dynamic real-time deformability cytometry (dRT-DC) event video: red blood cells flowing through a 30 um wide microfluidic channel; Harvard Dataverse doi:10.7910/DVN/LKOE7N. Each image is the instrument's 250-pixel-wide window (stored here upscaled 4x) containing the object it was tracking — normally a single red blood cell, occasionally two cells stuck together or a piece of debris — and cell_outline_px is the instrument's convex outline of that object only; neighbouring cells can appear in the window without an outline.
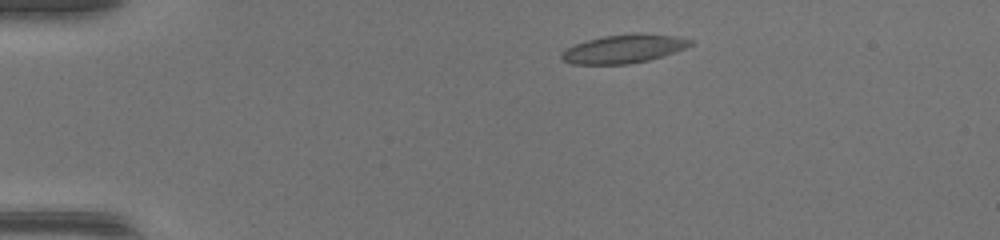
{"species": "common noctule bat (a hibernating species)", "species_latin": "Nyctalus noctula", "temperature_condition": "warm", "stored_images_in_passage": 39, "camera_frame_rate_fps": 3000, "um_per_image_px": 0.085, "animal": {"sex": "female", "body_mass_g": 17.0, "forearm_length_mm": 48.0}, "frame": {"image": 1, "passage_image": 1, "time_ms": 0.0, "image_size_px": [1000, 240], "cell_outline_px": [[692, 44], [684, 48], [648, 60], [628, 64], [572, 64], [560, 60], [560, 52], [576, 44], [588, 40], [604, 36], [632, 32], [640, 32], [676, 36], [692, 40]], "centroid_in_image_um": [52.98, 4.14], "position_along_channel_um": 32.0, "area_um2": 21.39}}
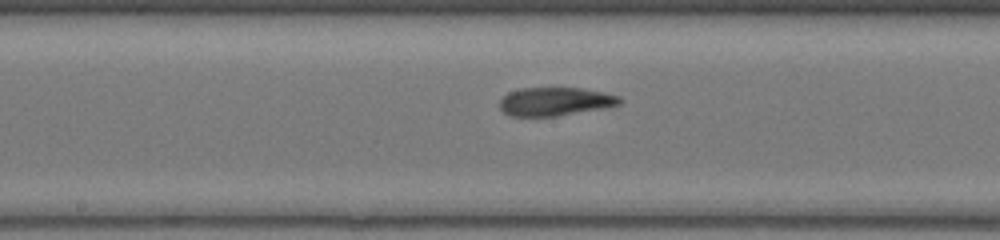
{"frame": {"image": 2, "passage_image": 17, "time_ms": 5.333, "image_size_px": [1000, 240], "cell_outline_px": [[620, 104], [600, 108], [556, 116], [512, 116], [504, 112], [500, 108], [500, 100], [508, 92], [520, 88], [580, 88], [604, 92], [620, 96]], "centroid_in_image_um": [47.15, 8.62], "position_along_channel_um": 201.1, "area_um2": 19.59}}
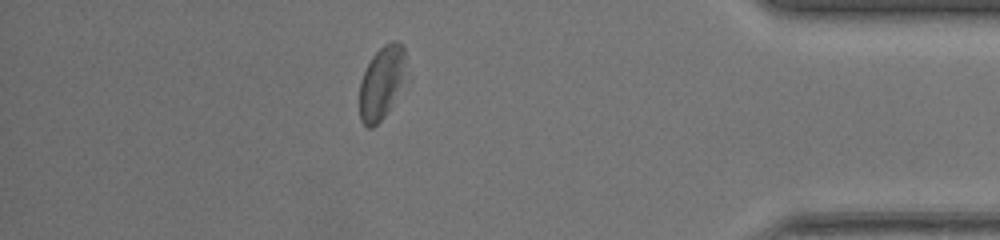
{"frame": {"image": 3, "passage_image": 33, "time_ms": 10.667, "image_size_px": [1000, 240], "cell_outline_px": [[404, 56], [400, 80], [388, 108], [384, 116], [372, 128], [368, 128], [360, 120], [360, 80], [372, 56], [384, 44], [392, 40], [396, 40], [404, 48]], "centroid_in_image_um": [32.34, 7.01], "position_along_channel_um": 402.9, "area_um2": 18.44}}